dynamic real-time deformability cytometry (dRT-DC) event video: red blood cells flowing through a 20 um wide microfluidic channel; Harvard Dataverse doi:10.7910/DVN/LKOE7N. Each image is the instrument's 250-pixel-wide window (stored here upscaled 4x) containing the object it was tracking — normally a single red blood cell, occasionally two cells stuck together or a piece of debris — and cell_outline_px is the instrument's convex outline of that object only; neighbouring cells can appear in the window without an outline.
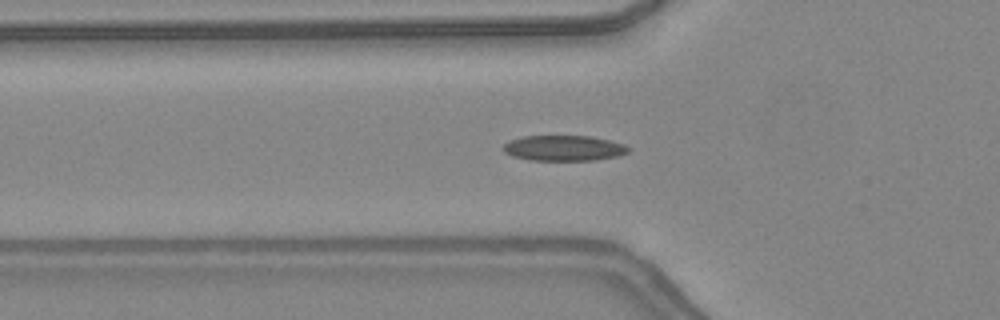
{"species": "common noctule bat (a hibernating species)", "species_latin": "Nyctalus noctula", "temperature_condition": "warm", "stored_images_in_passage": 45, "camera_frame_rate_fps": 3000, "um_per_image_px": 0.085, "animal": {"sex": "female", "body_mass_g": 24.6, "forearm_length_mm": 56.2}, "frame": {"image": 1, "passage_image": 17, "time_ms": 5.333, "image_size_px": [1000, 320], "cell_outline_px": [[628, 152], [620, 156], [596, 160], [528, 160], [512, 156], [504, 152], [504, 144], [512, 140], [524, 136], [592, 136], [624, 144], [628, 148]], "centroid_in_image_um": [47.94, 12.59], "position_along_channel_um": 77.9, "area_um2": 18.5}}
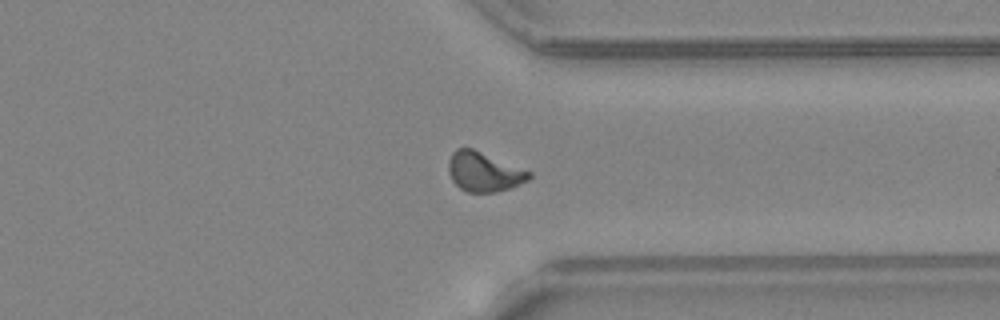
{"frame": {"image": 2, "passage_image": 37, "time_ms": 12.0, "image_size_px": [1000, 320], "cell_outline_px": [[532, 176], [528, 180], [508, 188], [496, 192], [468, 192], [460, 188], [452, 180], [448, 172], [448, 160], [452, 152], [456, 148], [472, 148], [532, 172]], "centroid_in_image_um": [41.11, 14.59], "position_along_channel_um": 370.3, "area_um2": 18.44}}
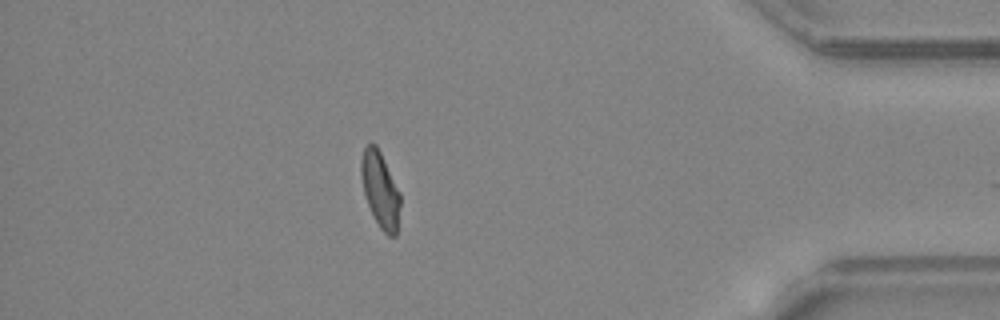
{"frame": {"image": 3, "passage_image": 42, "time_ms": 13.667, "image_size_px": [1000, 320], "cell_outline_px": [[400, 204], [396, 236], [388, 236], [380, 228], [368, 204], [364, 192], [360, 176], [360, 160], [364, 148], [368, 144], [376, 144], [400, 192]], "centroid_in_image_um": [32.31, 16.12], "position_along_channel_um": 402.9, "area_um2": 17.05}, "authors_computed_cell_mechanics": {"area_um2": 17.6868, "velocity_mm_per_s": 4.3904, "shape_relaxation_time_tau1_ms": 6.717, "shape_relaxation_time_tau2_ms": 1.4748, "deformation_change_tau1": 0.2095, "deformation_change_tau2": 0.079}}